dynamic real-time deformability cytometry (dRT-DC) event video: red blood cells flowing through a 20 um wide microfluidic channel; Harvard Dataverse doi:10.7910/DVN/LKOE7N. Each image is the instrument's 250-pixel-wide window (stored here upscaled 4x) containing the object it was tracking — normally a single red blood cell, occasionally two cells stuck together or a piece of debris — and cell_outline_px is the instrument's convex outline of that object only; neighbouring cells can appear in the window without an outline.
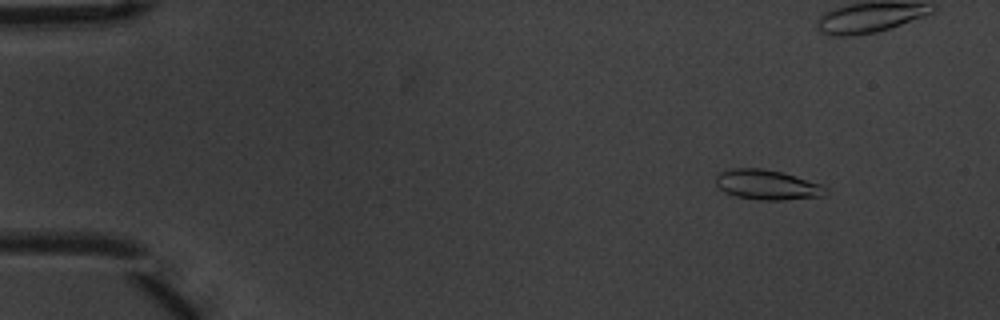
{"species": "common noctule bat (a hibernating species)", "species_latin": "Nyctalus noctula", "temperature_condition": "warm", "stored_images_in_passage": 3, "camera_frame_rate_fps": 3000, "um_per_image_px": 0.085, "animal": {"sex": "male", "body_mass_g": 20.1, "forearm_length_mm": 53.5}, "frame": {"image": 1, "passage_image": 1, "time_ms": 0.0, "image_size_px": [1000, 320], "cell_outline_px": [[828, 192], [824, 196], [784, 200], [760, 200], [736, 196], [724, 192], [716, 184], [716, 176], [720, 172], [732, 168], [760, 168], [780, 172], [820, 184], [828, 188]], "centroid_in_image_um": [65.2, 15.72], "position_along_channel_um": 19.8, "area_um2": 19.02}}